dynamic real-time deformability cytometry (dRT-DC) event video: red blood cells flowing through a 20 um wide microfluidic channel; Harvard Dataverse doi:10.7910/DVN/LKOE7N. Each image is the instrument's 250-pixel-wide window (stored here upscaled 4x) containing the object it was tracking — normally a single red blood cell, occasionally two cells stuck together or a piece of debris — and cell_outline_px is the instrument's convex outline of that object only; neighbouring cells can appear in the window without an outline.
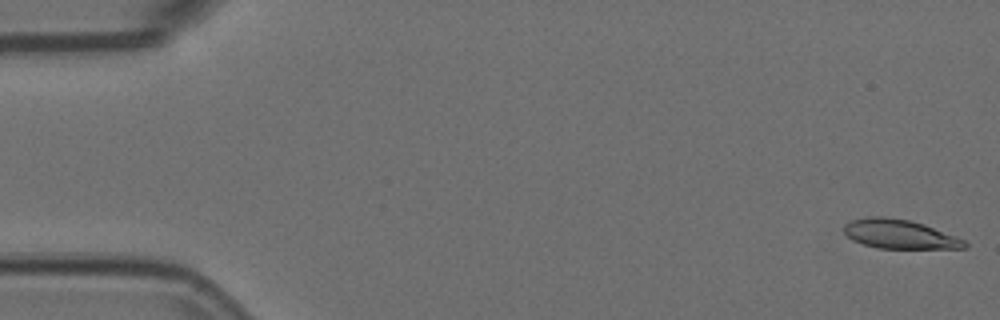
{"species": "Egyptian fruit bat (a non-hibernating species)", "species_latin": "Rousettus aegyptiacus", "temperature_condition": "room temperature", "stored_images_in_passage": 54, "camera_frame_rate_fps": 3000, "um_per_image_px": 0.085, "animal": {"sex": "female"}, "frame": {"image": 1, "passage_image": 1, "time_ms": 0.0, "image_size_px": [1000, 320], "cell_outline_px": [[968, 248], [876, 248], [852, 240], [844, 232], [844, 224], [852, 220], [868, 216], [884, 216], [908, 220], [924, 224], [964, 240], [968, 244]], "centroid_in_image_um": [76.43, 19.9], "position_along_channel_um": 8.6, "area_um2": 20.29}}
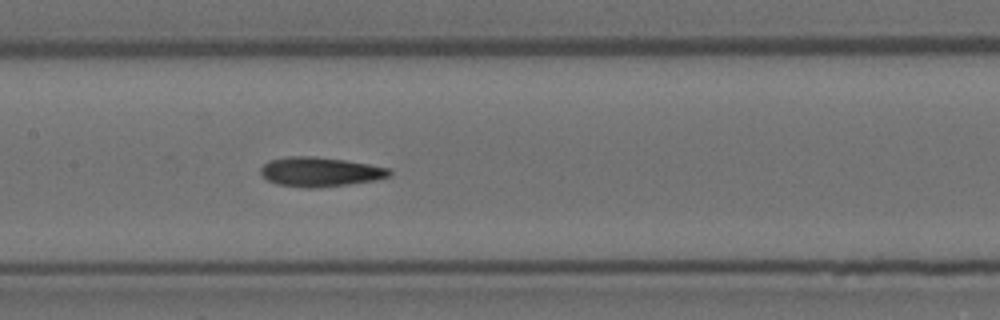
{"frame": {"image": 2, "passage_image": 26, "time_ms": 8.333, "image_size_px": [1000, 320], "cell_outline_px": [[392, 176], [376, 180], [348, 184], [316, 188], [308, 188], [276, 184], [268, 180], [260, 172], [260, 168], [268, 160], [288, 156], [312, 156], [344, 160], [368, 164], [388, 168], [392, 172]], "centroid_in_image_um": [27.2, 14.61], "position_along_channel_um": 180.2, "area_um2": 22.08}}
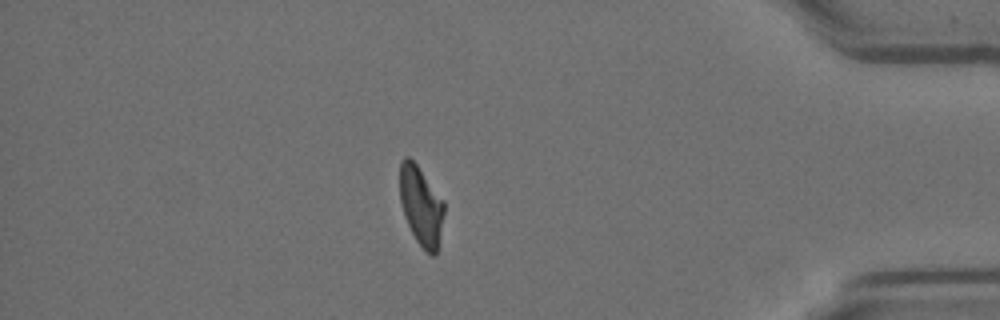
{"frame": {"image": 3, "passage_image": 47, "time_ms": 15.333, "image_size_px": [1000, 320], "cell_outline_px": [[444, 212], [436, 252], [432, 256], [416, 240], [404, 216], [400, 200], [400, 160], [404, 156], [408, 156], [416, 164], [444, 200]], "centroid_in_image_um": [35.77, 17.44], "position_along_channel_um": 399.4, "area_um2": 20.06}, "authors_computed_cell_mechanics": {"area_um2": 21.3282, "velocity_mm_per_s": 3.7055, "shape_relaxation_time_tau1_ms": 7.2729, "shape_relaxation_time_tau2_ms": 3.2394, "deformation_change_tau1": 0.2153, "deformation_change_tau2": 0.1116}}